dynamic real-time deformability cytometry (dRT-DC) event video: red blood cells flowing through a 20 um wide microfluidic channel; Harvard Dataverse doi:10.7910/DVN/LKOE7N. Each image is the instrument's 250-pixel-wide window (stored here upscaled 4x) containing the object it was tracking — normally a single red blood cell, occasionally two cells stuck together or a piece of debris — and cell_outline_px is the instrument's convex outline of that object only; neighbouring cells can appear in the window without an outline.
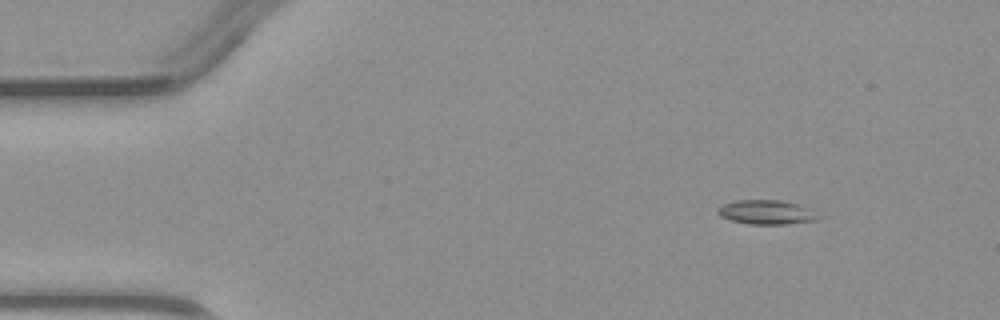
{"species": "common noctule bat (a hibernating species)", "species_latin": "Nyctalus noctula", "temperature_condition": "warm", "stored_images_in_passage": 3, "camera_frame_rate_fps": 3000, "um_per_image_px": 0.085, "animal": {"sex": "male", "body_mass_g": 23.1, "forearm_length_mm": 52.7}, "frame": {"image": 1, "passage_image": 1, "time_ms": 0.0, "image_size_px": [1000, 320], "cell_outline_px": [[824, 216], [820, 220], [784, 224], [748, 224], [728, 220], [720, 216], [716, 212], [716, 208], [724, 204], [736, 200], [780, 200], [800, 204], [812, 208]], "centroid_in_image_um": [65.22, 18.04], "position_along_channel_um": 19.8, "area_um2": 14.74}}